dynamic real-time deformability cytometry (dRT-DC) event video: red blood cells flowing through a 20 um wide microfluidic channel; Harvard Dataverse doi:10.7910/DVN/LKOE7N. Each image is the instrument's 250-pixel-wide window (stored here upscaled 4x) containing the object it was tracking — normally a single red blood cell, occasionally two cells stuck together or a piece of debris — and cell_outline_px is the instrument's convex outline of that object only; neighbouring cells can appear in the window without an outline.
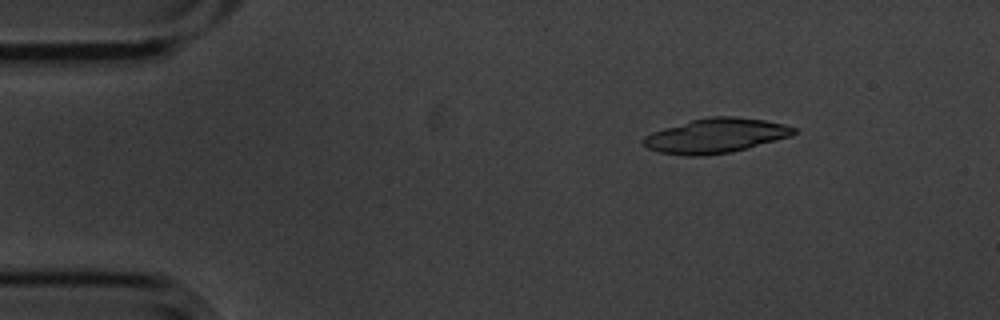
{"species": "common noctule bat (a hibernating species)", "species_latin": "Nyctalus noctula", "temperature_condition": "cold", "stored_images_in_passage": 4, "camera_frame_rate_fps": 3000, "um_per_image_px": 0.085, "animal": {"sex": "male", "body_mass_g": 20.1, "forearm_length_mm": 53.5}, "frame": {"image": 1, "passage_image": 2, "time_ms": 0.333, "image_size_px": [1000, 320], "cell_outline_px": [[796, 132], [792, 136], [748, 148], [732, 152], [704, 156], [688, 156], [660, 152], [648, 148], [640, 140], [644, 136], [652, 132], [664, 128], [692, 120], [712, 116], [736, 116], [764, 120], [784, 124], [796, 128]], "centroid_in_image_um": [60.85, 11.54], "position_along_channel_um": 24.2, "area_um2": 30.35}}